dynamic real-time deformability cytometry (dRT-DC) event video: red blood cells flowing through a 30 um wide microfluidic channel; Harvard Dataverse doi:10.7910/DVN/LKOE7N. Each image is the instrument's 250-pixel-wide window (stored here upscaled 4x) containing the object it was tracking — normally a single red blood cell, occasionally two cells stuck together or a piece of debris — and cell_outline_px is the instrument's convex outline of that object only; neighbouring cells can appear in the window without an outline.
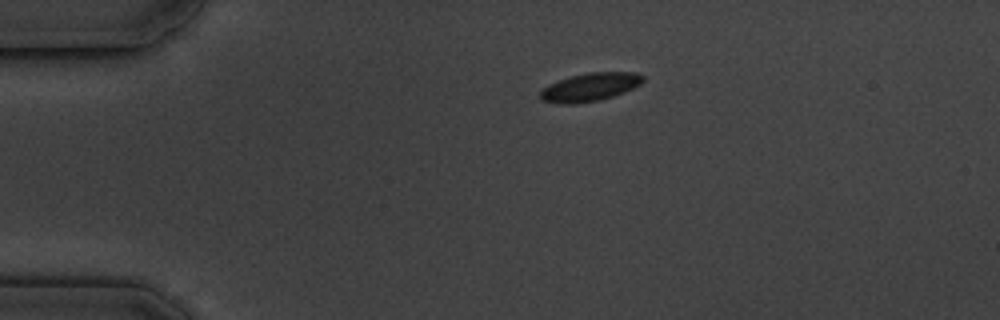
{"species": "common noctule bat (a hibernating species)", "species_latin": "Nyctalus noctula", "temperature_condition": "cold", "stored_images_in_passage": 6, "camera_frame_rate_fps": 3000, "um_per_image_px": 0.085, "animal": {"sex": "male", "body_mass_g": 19.5, "forearm_length_mm": 54.6}, "frame": {"image": 1, "passage_image": 1, "time_ms": 0.0, "image_size_px": [1000, 320], "cell_outline_px": [[644, 80], [640, 84], [624, 92], [612, 96], [596, 100], [576, 104], [564, 104], [540, 100], [540, 92], [548, 84], [572, 76], [588, 72], [636, 72], [644, 76]], "centroid_in_image_um": [50.15, 7.39], "position_along_channel_um": 34.8, "area_um2": 16.7}}
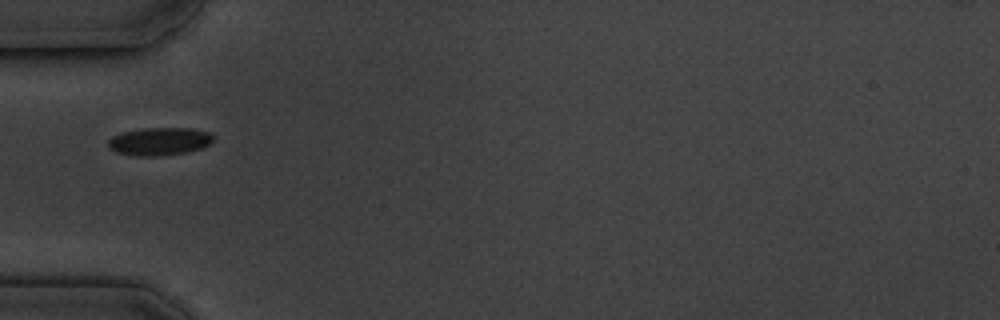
{"frame": {"image": 2, "passage_image": 3, "time_ms": 2.333, "image_size_px": [1000, 320], "cell_outline_px": [[212, 140], [208, 144], [200, 148], [184, 152], [160, 156], [136, 156], [116, 152], [108, 148], [108, 140], [112, 136], [120, 132], [144, 128], [188, 128], [208, 132], [212, 136]], "centroid_in_image_um": [13.47, 12.01], "position_along_channel_um": 71.5, "area_um2": 16.94}}